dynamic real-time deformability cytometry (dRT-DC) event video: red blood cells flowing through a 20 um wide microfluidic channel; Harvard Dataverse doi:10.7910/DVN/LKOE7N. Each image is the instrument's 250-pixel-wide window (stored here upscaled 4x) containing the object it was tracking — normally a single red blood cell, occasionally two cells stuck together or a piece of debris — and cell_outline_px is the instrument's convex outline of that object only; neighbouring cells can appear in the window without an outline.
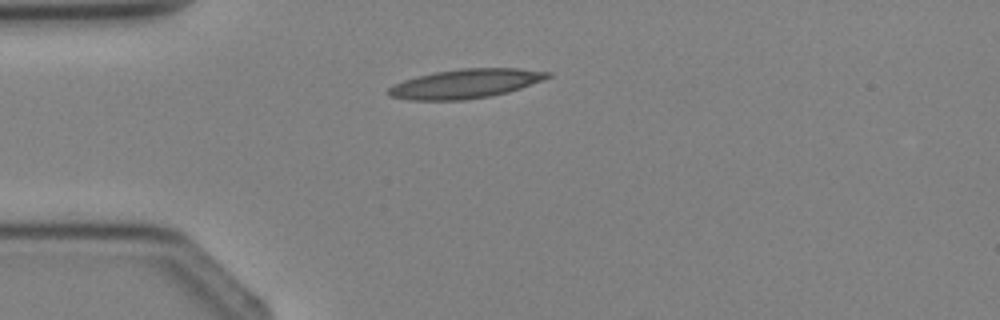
{"species": "Egyptian fruit bat (a non-hibernating species)", "species_latin": "Rousettus aegyptiacus", "temperature_condition": "cold", "stored_images_in_passage": 1, "camera_frame_rate_fps": 3000, "um_per_image_px": 0.085, "animal": {"sex": "female"}, "frame": {"image": 1, "passage_image": 1, "time_ms": 0.0, "image_size_px": [1000, 320], "cell_outline_px": [[552, 76], [544, 80], [508, 92], [488, 96], [464, 100], [408, 100], [392, 96], [388, 92], [388, 88], [392, 84], [416, 76], [436, 72], [464, 68], [516, 68], [552, 72]], "centroid_in_image_um": [39.58, 7.11], "position_along_channel_um": 45.4, "area_um2": 26.99}}